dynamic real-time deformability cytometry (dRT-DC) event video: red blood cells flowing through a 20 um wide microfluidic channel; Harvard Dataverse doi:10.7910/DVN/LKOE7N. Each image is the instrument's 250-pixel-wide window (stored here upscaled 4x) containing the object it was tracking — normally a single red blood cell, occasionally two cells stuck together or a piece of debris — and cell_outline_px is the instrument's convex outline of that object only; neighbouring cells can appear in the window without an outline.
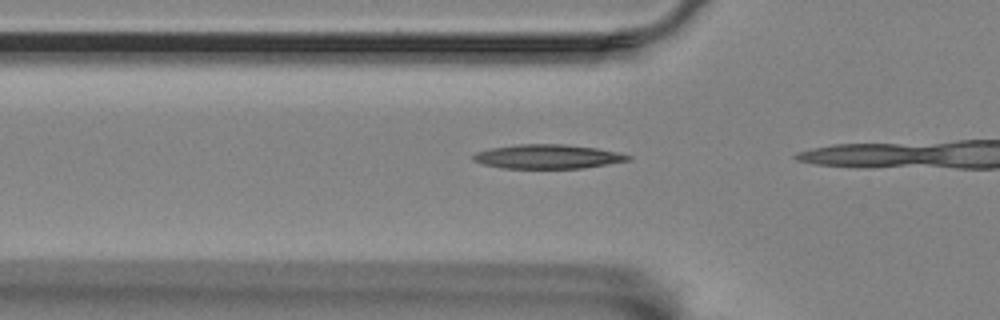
{"species": "Egyptian fruit bat (a non-hibernating species)", "species_latin": "Rousettus aegyptiacus", "temperature_condition": "room temperature", "stored_images_in_passage": 6, "camera_frame_rate_fps": 3000, "um_per_image_px": 0.085, "animal": {"sex": "female"}, "frame": {"image": 1, "passage_image": 4, "time_ms": 1.0, "image_size_px": [1000, 320], "cell_outline_px": [[632, 156], [628, 160], [584, 168], [504, 168], [484, 164], [472, 160], [472, 156], [476, 152], [492, 148], [516, 144], [564, 144], [596, 148], [616, 152]], "centroid_in_image_um": [46.52, 13.3], "position_along_channel_um": 79.3, "area_um2": 21.56}}